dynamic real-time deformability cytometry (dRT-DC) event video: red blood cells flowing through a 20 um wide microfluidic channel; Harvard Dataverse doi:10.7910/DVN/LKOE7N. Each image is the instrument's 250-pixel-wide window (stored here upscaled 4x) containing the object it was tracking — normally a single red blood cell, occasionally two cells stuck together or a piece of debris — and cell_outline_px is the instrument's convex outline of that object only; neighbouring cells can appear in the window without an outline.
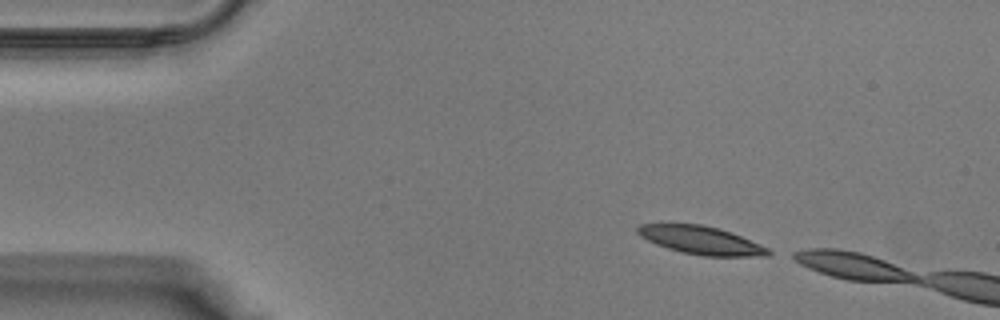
{"species": "Egyptian fruit bat (a non-hibernating species)", "species_latin": "Rousettus aegyptiacus", "temperature_condition": "warm", "stored_images_in_passage": 4, "camera_frame_rate_fps": 3000, "um_per_image_px": 0.085, "animal": {"sex": "male"}, "frame": {"image": 1, "passage_image": 1, "time_ms": 0.0, "image_size_px": [1000, 320], "cell_outline_px": [[776, 252], [768, 256], [704, 256], [684, 252], [668, 248], [656, 244], [640, 236], [636, 232], [636, 228], [640, 224], [668, 220], [700, 224], [716, 228], [740, 236], [768, 248]], "centroid_in_image_um": [59.49, 20.37], "position_along_channel_um": 25.5, "area_um2": 21.96}}